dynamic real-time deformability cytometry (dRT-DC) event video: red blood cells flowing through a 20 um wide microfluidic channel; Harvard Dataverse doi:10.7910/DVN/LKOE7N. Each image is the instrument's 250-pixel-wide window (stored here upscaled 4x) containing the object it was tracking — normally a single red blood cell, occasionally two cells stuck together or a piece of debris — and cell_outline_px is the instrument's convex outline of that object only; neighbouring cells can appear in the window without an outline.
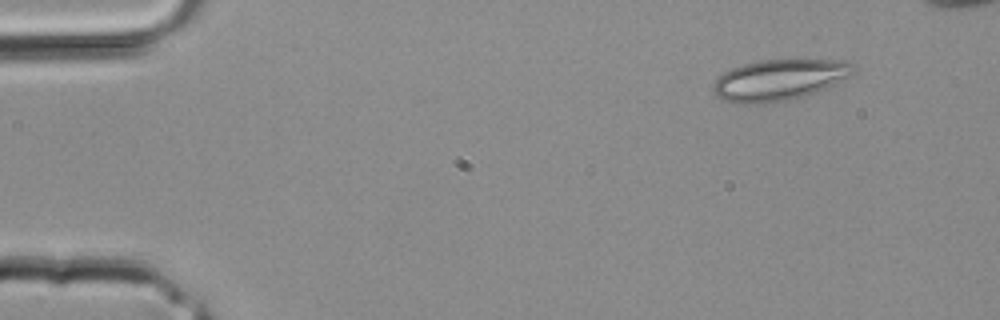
{"species": "common noctule bat (a hibernating species)", "species_latin": "Nyctalus noctula", "temperature_condition": "room temperature", "stored_images_in_passage": 4, "camera_frame_rate_fps": 3000, "um_per_image_px": 0.085, "animal": {"sex": "male", "body_mass_g": 20.4}, "frame": {"image": 1, "passage_image": 1, "time_ms": 0.0, "image_size_px": [1000, 320], "cell_outline_px": [[856, 72], [828, 88], [792, 100], [764, 104], [740, 104], [724, 100], [716, 96], [712, 92], [712, 84], [724, 72], [732, 68], [744, 64], [760, 60], [844, 60], [856, 64]], "centroid_in_image_um": [66.26, 6.81], "position_along_channel_um": 18.7, "area_um2": 33.99}}